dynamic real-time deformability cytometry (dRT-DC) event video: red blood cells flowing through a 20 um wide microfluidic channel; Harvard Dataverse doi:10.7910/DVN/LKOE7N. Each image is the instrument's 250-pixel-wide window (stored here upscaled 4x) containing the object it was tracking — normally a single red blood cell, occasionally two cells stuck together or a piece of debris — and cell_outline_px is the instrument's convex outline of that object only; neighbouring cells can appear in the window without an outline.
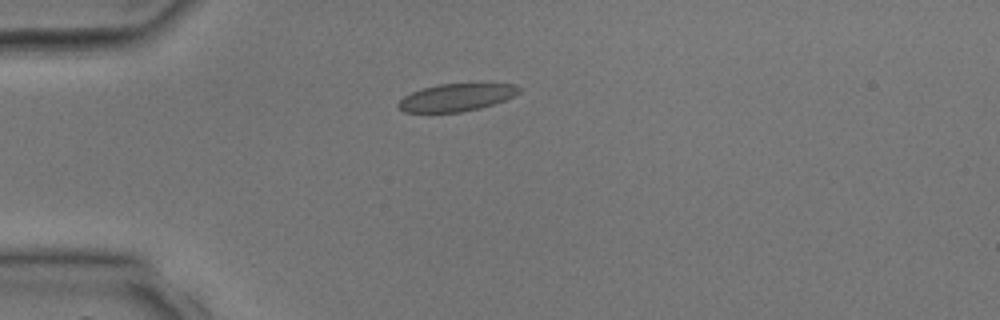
{"species": "common noctule bat (a hibernating species)", "species_latin": "Nyctalus noctula", "temperature_condition": "room temperature", "stored_images_in_passage": 30, "camera_frame_rate_fps": 3000, "um_per_image_px": 0.085, "animal": {"sex": "male", "body_mass_g": 17.9, "forearm_length_mm": 54.2}, "frame": {"image": 1, "passage_image": 1, "time_ms": 0.0, "image_size_px": [1000, 320], "cell_outline_px": [[520, 92], [504, 100], [480, 108], [460, 112], [404, 112], [396, 104], [404, 96], [420, 88], [440, 84], [516, 84], [520, 88]], "centroid_in_image_um": [38.76, 8.28], "position_along_channel_um": 46.2, "area_um2": 19.13}}
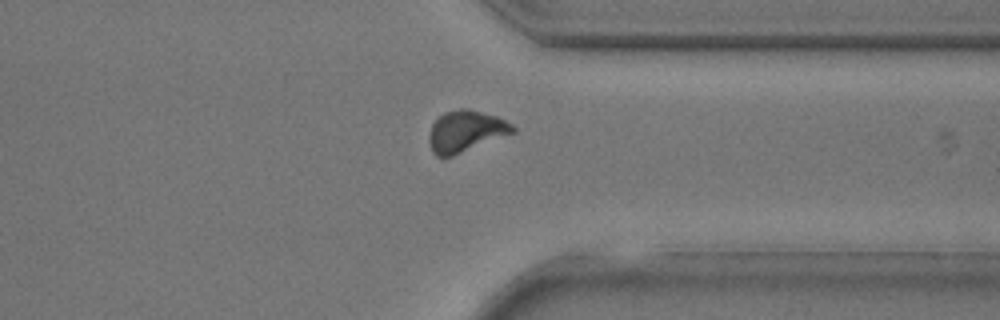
{"frame": {"image": 2, "passage_image": 21, "time_ms": 6.667, "image_size_px": [1000, 320], "cell_outline_px": [[516, 132], [452, 156], [436, 156], [432, 152], [428, 140], [428, 136], [432, 124], [444, 112], [460, 108], [468, 108], [496, 116], [512, 124], [516, 128]], "centroid_in_image_um": [39.58, 11.15], "position_along_channel_um": 371.8, "area_um2": 20.17}}
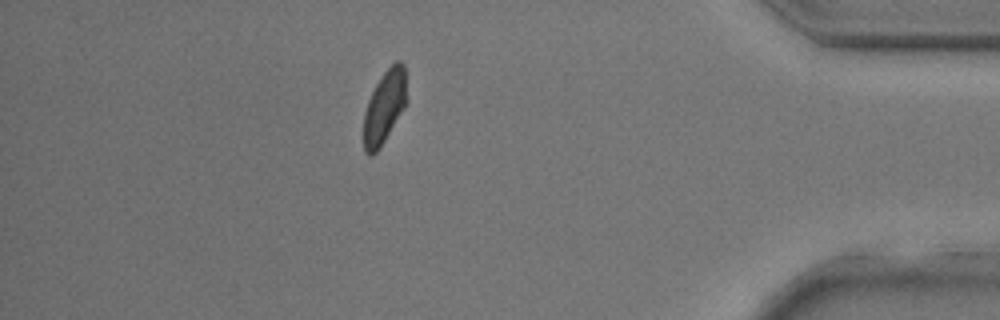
{"frame": {"image": 3, "passage_image": 25, "time_ms": 8.0, "image_size_px": [1000, 320], "cell_outline_px": [[404, 108], [380, 148], [372, 156], [368, 156], [364, 152], [364, 112], [368, 100], [376, 84], [384, 72], [396, 60], [400, 60], [404, 64]], "centroid_in_image_um": [32.63, 9.14], "position_along_channel_um": 402.6, "area_um2": 17.8}}